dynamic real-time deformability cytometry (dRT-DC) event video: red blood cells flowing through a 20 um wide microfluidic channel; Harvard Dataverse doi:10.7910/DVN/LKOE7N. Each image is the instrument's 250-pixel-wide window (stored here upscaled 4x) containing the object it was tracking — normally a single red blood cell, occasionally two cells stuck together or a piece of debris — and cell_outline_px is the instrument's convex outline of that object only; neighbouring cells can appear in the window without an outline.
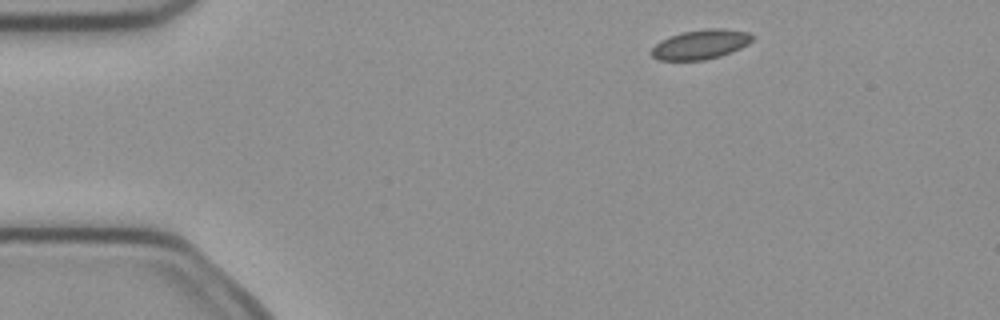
{"species": "common noctule bat (a hibernating species)", "species_latin": "Nyctalus noctula", "temperature_condition": "cold", "stored_images_in_passage": 3, "camera_frame_rate_fps": 3000, "um_per_image_px": 0.085, "animal": {"sex": "female", "body_mass_g": 21.9}, "frame": {"image": 1, "passage_image": 1, "time_ms": 0.0, "image_size_px": [1000, 320], "cell_outline_px": [[756, 36], [748, 44], [732, 52], [720, 56], [704, 60], [660, 60], [652, 56], [648, 52], [660, 40], [668, 36], [680, 32], [704, 28], [720, 28], [748, 32]], "centroid_in_image_um": [59.54, 3.76], "position_along_channel_um": 25.5, "area_um2": 17.63}}
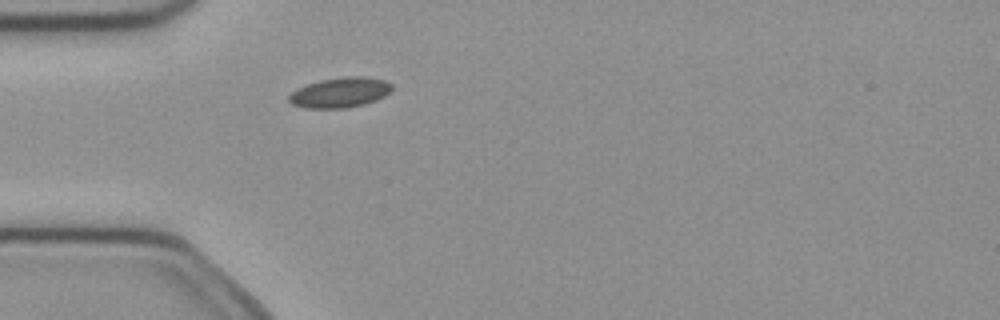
{"frame": {"image": 2, "passage_image": 3, "time_ms": 0.667, "image_size_px": [1000, 320], "cell_outline_px": [[392, 88], [384, 96], [376, 100], [364, 104], [344, 108], [304, 108], [292, 104], [288, 100], [288, 96], [296, 88], [320, 80], [344, 76], [364, 76], [384, 80], [392, 84]], "centroid_in_image_um": [28.88, 7.86], "position_along_channel_um": 56.1, "area_um2": 18.09}}